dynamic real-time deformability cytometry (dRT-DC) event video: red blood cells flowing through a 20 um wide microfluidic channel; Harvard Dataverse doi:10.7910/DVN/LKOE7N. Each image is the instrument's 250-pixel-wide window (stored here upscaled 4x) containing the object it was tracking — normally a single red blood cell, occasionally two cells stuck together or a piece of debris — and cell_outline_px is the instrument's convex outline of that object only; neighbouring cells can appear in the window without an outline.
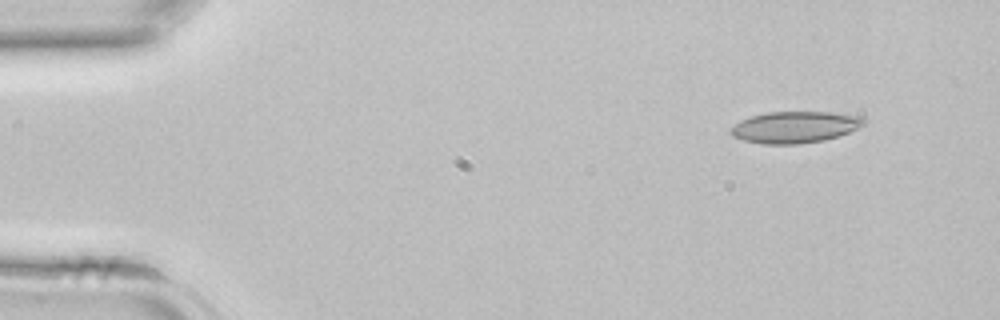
{"species": "common noctule bat (a hibernating species)", "species_latin": "Nyctalus noctula", "temperature_condition": "room temperature", "stored_images_in_passage": 39, "camera_frame_rate_fps": 3000, "um_per_image_px": 0.085, "animal": {"sex": "female", "body_mass_g": 22.7, "forearm_length_mm": 54.2}, "frame": {"image": 1, "passage_image": 1, "time_ms": 0.0, "image_size_px": [1000, 320], "cell_outline_px": [[868, 120], [864, 124], [840, 136], [824, 140], [800, 144], [764, 144], [744, 140], [732, 136], [728, 132], [728, 128], [740, 120], [752, 116], [768, 112], [832, 112], [864, 116]], "centroid_in_image_um": [67.56, 10.8], "position_along_channel_um": 17.4, "area_um2": 24.74}}
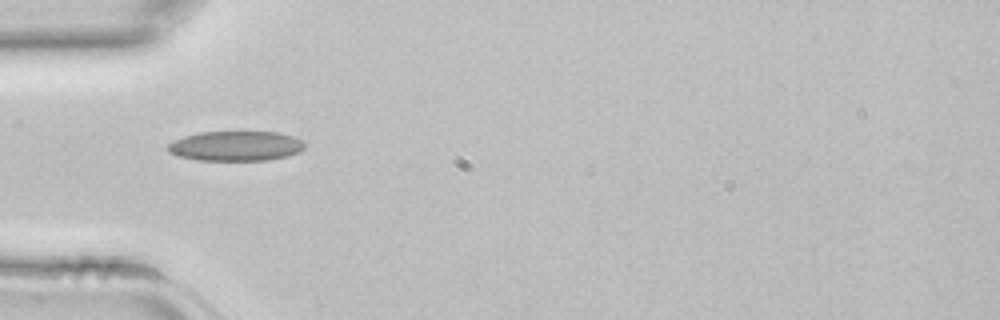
{"frame": {"image": 2, "passage_image": 10, "time_ms": 3.0, "image_size_px": [1000, 320], "cell_outline_px": [[304, 148], [300, 152], [288, 156], [268, 160], [200, 160], [180, 156], [168, 152], [164, 148], [168, 144], [184, 136], [200, 132], [276, 132], [292, 136], [304, 140]], "centroid_in_image_um": [20.06, 12.41], "position_along_channel_um": 64.9, "area_um2": 23.81}}
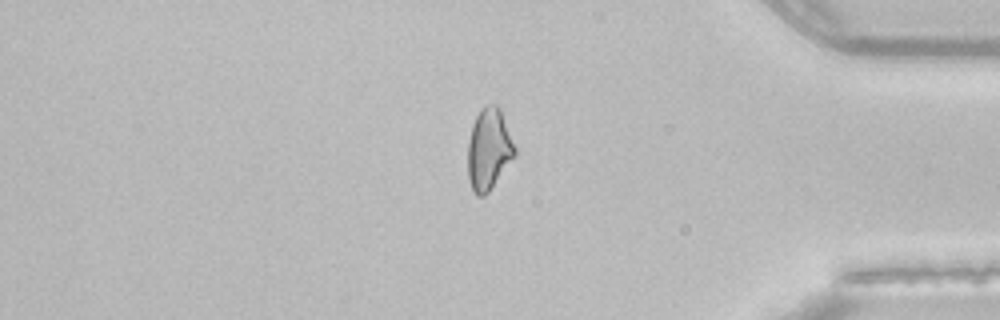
{"frame": {"image": 3, "passage_image": 32, "time_ms": 10.333, "image_size_px": [1000, 320], "cell_outline_px": [[516, 156], [488, 192], [484, 196], [476, 196], [472, 192], [468, 180], [468, 140], [472, 124], [476, 116], [484, 104], [496, 104], [500, 108], [516, 148]], "centroid_in_image_um": [41.54, 12.69], "position_along_channel_um": 393.7, "area_um2": 22.6}}